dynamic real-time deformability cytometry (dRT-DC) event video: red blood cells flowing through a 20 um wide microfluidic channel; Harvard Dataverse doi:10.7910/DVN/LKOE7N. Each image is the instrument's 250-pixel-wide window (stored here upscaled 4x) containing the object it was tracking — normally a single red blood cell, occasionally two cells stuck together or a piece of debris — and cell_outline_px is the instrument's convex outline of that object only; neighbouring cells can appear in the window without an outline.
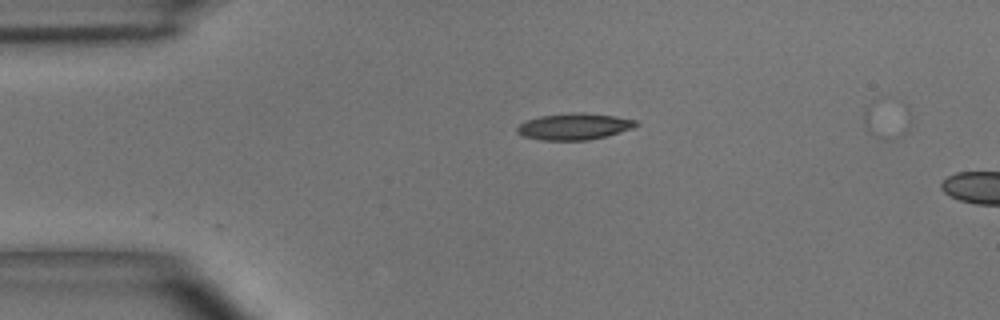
{"species": "common noctule bat (a hibernating species)", "species_latin": "Nyctalus noctula", "temperature_condition": "room temperature", "stored_images_in_passage": 40, "camera_frame_rate_fps": 3000, "um_per_image_px": 0.085, "animal": {"sex": "male", "body_mass_g": 15.6}, "frame": {"image": 1, "passage_image": 1, "time_ms": 0.0, "image_size_px": [1000, 320], "cell_outline_px": [[640, 124], [632, 128], [608, 136], [588, 140], [540, 140], [524, 136], [516, 132], [516, 128], [520, 124], [528, 120], [540, 116], [572, 112], [584, 112], [616, 116], [636, 120]], "centroid_in_image_um": [48.83, 10.75], "position_along_channel_um": 36.2, "area_um2": 18.44}}
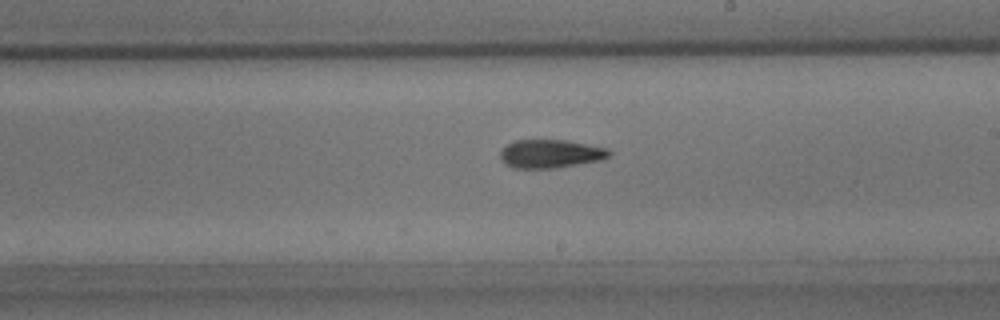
{"frame": {"image": 2, "passage_image": 19, "time_ms": 6.0, "image_size_px": [1000, 320], "cell_outline_px": [[612, 152], [608, 156], [600, 160], [552, 168], [512, 168], [504, 164], [500, 160], [500, 152], [512, 140], [564, 140], [608, 148]], "centroid_in_image_um": [46.74, 13.07], "position_along_channel_um": 242.3, "area_um2": 17.92}}
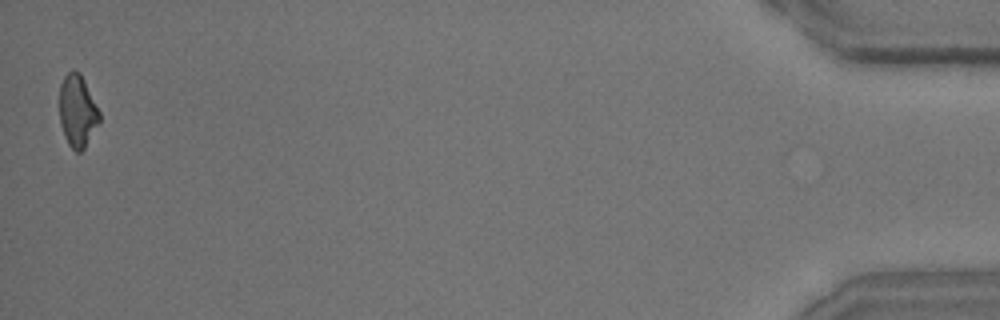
{"frame": {"image": 3, "passage_image": 40, "time_ms": 13.0, "image_size_px": [1000, 320], "cell_outline_px": [[100, 120], [84, 148], [80, 152], [76, 152], [68, 144], [60, 124], [60, 84], [64, 76], [72, 68], [80, 72], [100, 112]], "centroid_in_image_um": [6.57, 9.41], "position_along_channel_um": 428.6, "area_um2": 16.7}, "authors_computed_cell_mechanics": {"area_um2": 17.8602, "velocity_mm_per_s": 3.9641, "shape_relaxation_time_tau1_ms": 5.1955, "shape_relaxation_time_tau2_ms": 5.7894, "deformation_change_tau1": 0.1806, "deformation_change_tau2": 0.1535}}